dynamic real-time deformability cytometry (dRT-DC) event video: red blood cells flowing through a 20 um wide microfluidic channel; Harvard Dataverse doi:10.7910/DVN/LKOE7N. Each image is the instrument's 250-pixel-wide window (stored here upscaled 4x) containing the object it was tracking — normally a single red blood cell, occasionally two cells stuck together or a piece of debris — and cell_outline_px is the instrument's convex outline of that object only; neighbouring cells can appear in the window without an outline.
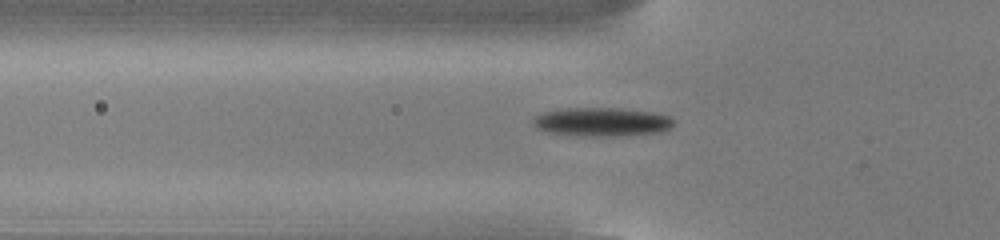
{"species": "common noctule bat (a hibernating species)", "species_latin": "Nyctalus noctula", "temperature_condition": "cold", "stored_images_in_passage": 54, "camera_frame_rate_fps": 3000, "um_per_image_px": 0.085, "animal": {"sex": "male", "body_mass_g": 13.0, "forearm_length_mm": 53.1}, "frame": {"image": 1, "passage_image": 19, "time_ms": 6.0, "image_size_px": [1000, 240], "cell_outline_px": [[672, 124], [668, 128], [660, 132], [616, 136], [596, 136], [548, 132], [536, 128], [532, 124], [532, 120], [536, 116], [544, 112], [568, 108], [620, 108], [656, 112], [668, 116], [672, 120]], "centroid_in_image_um": [51.15, 10.35], "position_along_channel_um": 74.7, "area_um2": 23.24}}
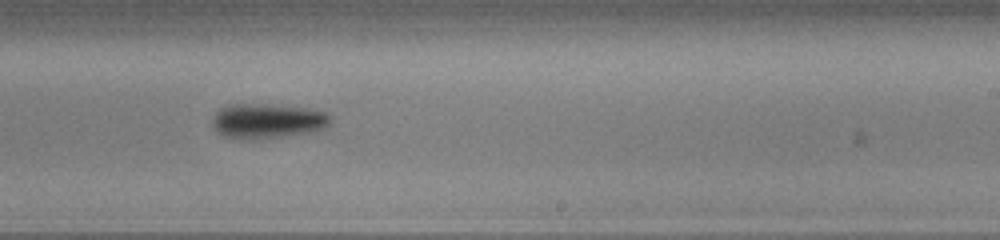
{"frame": {"image": 2, "passage_image": 34, "time_ms": 11.0, "image_size_px": [1000, 240], "cell_outline_px": [[332, 120], [324, 128], [308, 132], [260, 140], [240, 140], [224, 136], [216, 132], [212, 124], [212, 120], [216, 112], [220, 108], [228, 104], [264, 104], [308, 108], [328, 112], [332, 116]], "centroid_in_image_um": [22.71, 10.29], "position_along_channel_um": 266.3, "area_um2": 24.39}}
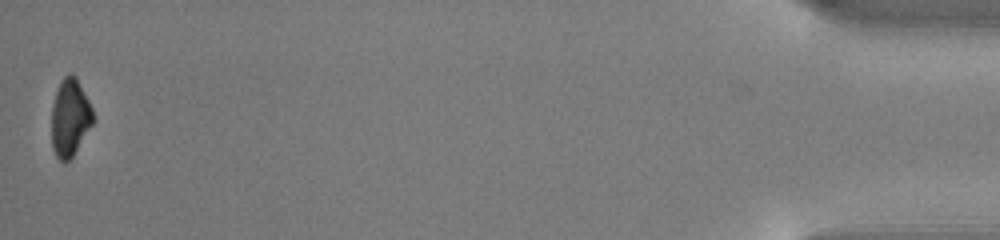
{"frame": {"image": 3, "passage_image": 54, "time_ms": 17.667, "image_size_px": [1000, 240], "cell_outline_px": [[92, 124], [72, 156], [64, 164], [56, 156], [52, 148], [52, 104], [60, 80], [68, 72], [72, 72], [76, 76], [92, 108]], "centroid_in_image_um": [5.92, 9.96], "position_along_channel_um": 429.3, "area_um2": 18.55}, "authors_computed_cell_mechanics": {"area_um2": 21.2415, "velocity_mm_per_s": 3.8374, "shape_relaxation_time_tau1_ms": 2.4441, "shape_relaxation_time_tau2_ms": null, "deformation_change_tau1": 0.1451, "deformation_change_tau2": null}}